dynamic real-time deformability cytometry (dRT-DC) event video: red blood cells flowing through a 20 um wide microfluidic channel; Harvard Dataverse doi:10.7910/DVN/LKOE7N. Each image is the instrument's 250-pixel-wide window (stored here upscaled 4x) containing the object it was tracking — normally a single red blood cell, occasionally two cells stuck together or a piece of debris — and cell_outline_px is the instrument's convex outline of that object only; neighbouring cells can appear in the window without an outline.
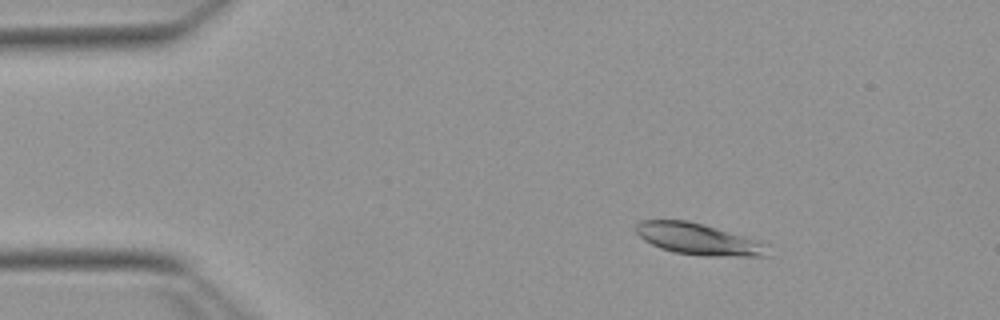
{"species": "Egyptian fruit bat (a non-hibernating species)", "species_latin": "Rousettus aegyptiacus", "temperature_condition": "warm", "stored_images_in_passage": 53, "camera_frame_rate_fps": 3000, "um_per_image_px": 0.085, "animal": {"sex": "female"}, "frame": {"image": 1, "passage_image": 8, "time_ms": 2.333, "image_size_px": [1000, 320], "cell_outline_px": [[768, 256], [704, 256], [676, 252], [660, 248], [644, 240], [636, 232], [636, 224], [640, 220], [688, 220], [760, 240], [768, 244]], "centroid_in_image_um": [59.39, 20.32], "position_along_channel_um": 25.6, "area_um2": 24.16}}
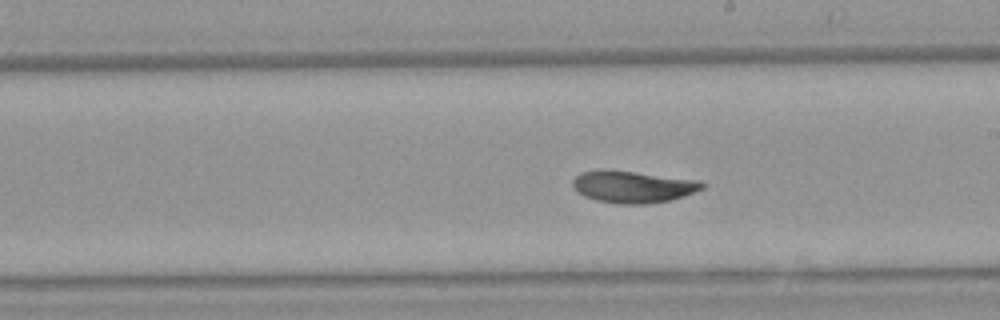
{"frame": {"image": 2, "passage_image": 30, "time_ms": 9.667, "image_size_px": [1000, 320], "cell_outline_px": [[704, 188], [672, 200], [648, 204], [616, 204], [596, 200], [584, 196], [576, 192], [572, 188], [572, 180], [580, 172], [600, 168], [604, 168], [700, 180], [704, 184]], "centroid_in_image_um": [53.73, 15.86], "position_along_channel_um": 235.3, "area_um2": 24.57}}
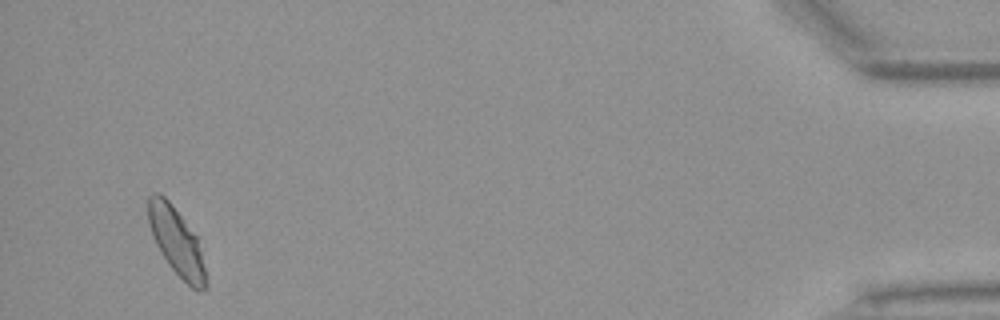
{"frame": {"image": 3, "passage_image": 51, "time_ms": 16.667, "image_size_px": [1000, 320], "cell_outline_px": [[208, 288], [204, 292], [196, 292], [168, 264], [160, 252], [152, 236], [148, 224], [148, 196], [152, 192], [160, 192], [168, 200], [196, 236], [208, 284]], "centroid_in_image_um": [14.98, 20.55], "position_along_channel_um": 420.2, "area_um2": 22.48}, "authors_computed_cell_mechanics": {"area_um2": 23.8714, "velocity_mm_per_s": 3.7782, "shape_relaxation_time_tau1_ms": 5.2423, "shape_relaxation_time_tau2_ms": 0.7643, "deformation_change_tau1": 0.1608, "deformation_change_tau2": 0.0352}}